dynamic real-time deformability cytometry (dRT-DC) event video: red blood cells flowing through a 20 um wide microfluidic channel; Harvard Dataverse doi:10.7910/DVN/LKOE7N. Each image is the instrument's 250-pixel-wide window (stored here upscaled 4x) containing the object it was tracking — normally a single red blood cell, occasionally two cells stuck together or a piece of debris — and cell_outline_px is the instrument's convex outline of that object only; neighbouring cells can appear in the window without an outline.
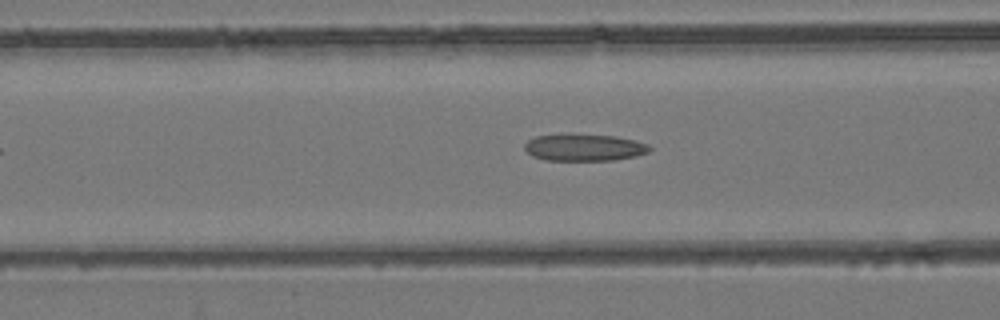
{"species": "common noctule bat (a hibernating species)", "species_latin": "Nyctalus noctula", "temperature_condition": "room temperature", "stored_images_in_passage": 39, "camera_frame_rate_fps": 3000, "um_per_image_px": 0.085, "animal": {"sex": "female", "body_mass_g": 24.6, "forearm_length_mm": 56.2}, "frame": {"image": 1, "passage_image": 6, "time_ms": 1.667, "image_size_px": [1000, 320], "cell_outline_px": [[652, 148], [648, 152], [636, 156], [616, 160], [548, 160], [532, 156], [524, 148], [524, 144], [528, 140], [536, 136], [616, 136], [648, 144]], "centroid_in_image_um": [49.69, 12.57], "position_along_channel_um": 116.9, "area_um2": 18.9}}
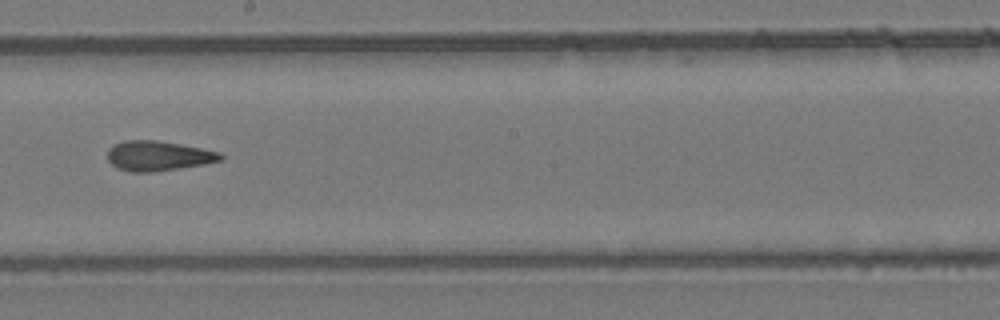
{"frame": {"image": 2, "passage_image": 15, "time_ms": 4.667, "image_size_px": [1000, 320], "cell_outline_px": [[224, 156], [220, 160], [204, 164], [152, 172], [132, 172], [116, 168], [108, 160], [108, 148], [124, 140], [156, 140], [180, 144], [220, 152]], "centroid_in_image_um": [13.42, 13.25], "position_along_channel_um": 234.8, "area_um2": 19.54}}
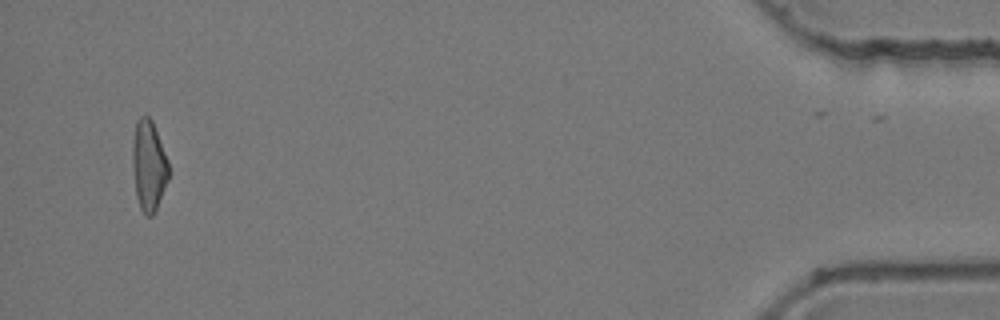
{"frame": {"image": 3, "passage_image": 36, "time_ms": 11.667, "image_size_px": [1000, 320], "cell_outline_px": [[168, 180], [156, 212], [152, 216], [144, 216], [140, 208], [136, 196], [132, 164], [132, 148], [136, 120], [140, 116], [148, 116], [152, 120], [168, 160]], "centroid_in_image_um": [12.64, 14.11], "position_along_channel_um": 422.6, "area_um2": 19.25}, "authors_computed_cell_mechanics": {"area_um2": 19.3052, "velocity_mm_per_s": 3.9204, "shape_relaxation_time_tau1_ms": null, "shape_relaxation_time_tau2_ms": 3.9827, "deformation_change_tau1": null, "deformation_change_tau2": 0.149}}